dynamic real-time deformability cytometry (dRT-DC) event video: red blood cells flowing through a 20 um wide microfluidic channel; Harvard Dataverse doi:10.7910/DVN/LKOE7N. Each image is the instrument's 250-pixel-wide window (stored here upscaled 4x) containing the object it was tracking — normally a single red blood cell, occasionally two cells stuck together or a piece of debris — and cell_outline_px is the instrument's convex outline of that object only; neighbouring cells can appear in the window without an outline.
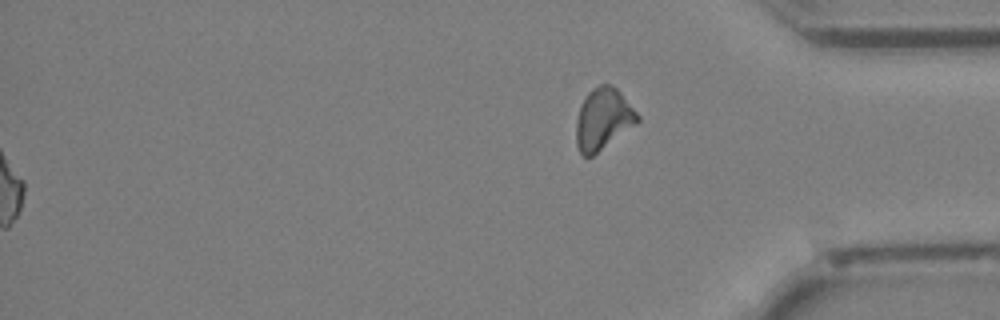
{"species": "Egyptian fruit bat (a non-hibernating species)", "species_latin": "Rousettus aegyptiacus", "temperature_condition": "cold", "stored_images_in_passage": 43, "segment_of_instrument_passage": [2, 2], "camera_frame_rate_fps": 3000, "um_per_image_px": 0.085, "animal": {"sex": "female"}, "frame": {"image": 1, "passage_image": 43, "time_ms": 14.0, "image_size_px": [1000, 320], "cell_outline_px": [[640, 120], [592, 156], [584, 156], [580, 152], [576, 144], [576, 120], [580, 104], [584, 96], [592, 88], [600, 84], [608, 84], [616, 88], [620, 92], [640, 116]], "centroid_in_image_um": [51.23, 10.09], "position_along_channel_um": 384.0, "area_um2": 21.73}}